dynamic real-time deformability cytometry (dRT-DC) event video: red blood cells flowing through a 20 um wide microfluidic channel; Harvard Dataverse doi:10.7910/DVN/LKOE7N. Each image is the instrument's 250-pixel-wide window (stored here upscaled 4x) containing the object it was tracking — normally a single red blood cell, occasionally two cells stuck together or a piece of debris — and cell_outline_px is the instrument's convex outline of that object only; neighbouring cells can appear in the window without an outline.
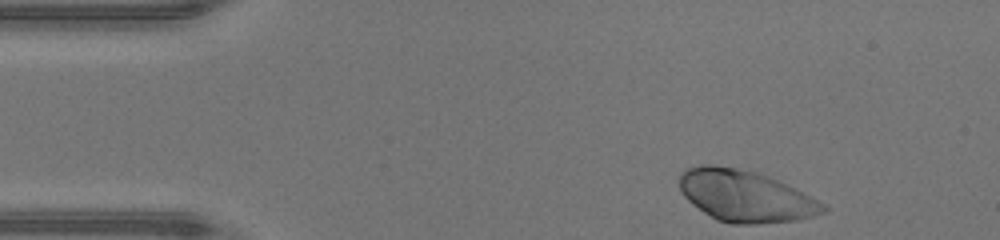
{"species": "human", "species_latin": "Homo sapiens", "temperature_condition": "warm", "stored_images_in_passage": 42, "camera_frame_rate_fps": 3000, "um_per_image_px": 0.085, "donor": {"sex": "male"}, "frame": {"image": 1, "passage_image": 1, "time_ms": 0.0, "image_size_px": [1000, 240], "cell_outline_px": [[828, 212], [796, 220], [756, 224], [732, 224], [716, 220], [692, 204], [680, 192], [680, 176], [688, 168], [700, 164], [712, 164], [736, 168], [768, 176], [796, 188], [824, 204], [828, 208]], "centroid_in_image_um": [63.36, 16.67], "position_along_channel_um": 21.6, "area_um2": 43.0}}
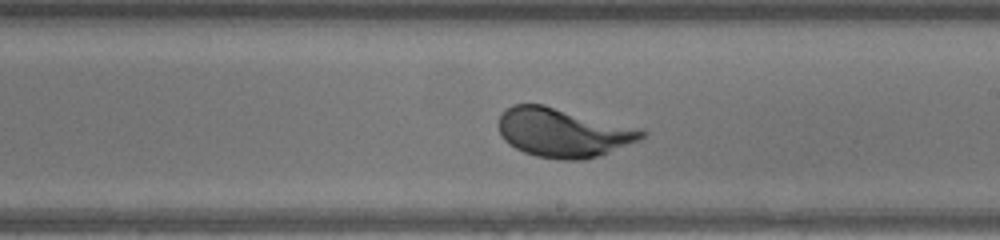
{"frame": {"image": 2, "passage_image": 22, "time_ms": 7.0, "image_size_px": [1000, 240], "cell_outline_px": [[648, 132], [640, 140], [608, 152], [584, 160], [560, 160], [536, 156], [524, 152], [508, 144], [500, 136], [500, 116], [512, 104], [544, 104], [644, 128]], "centroid_in_image_um": [47.92, 11.26], "position_along_channel_um": 241.1, "area_um2": 41.21}}
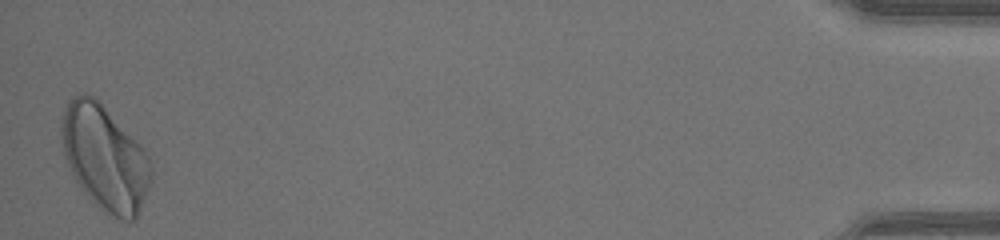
{"frame": {"image": 3, "passage_image": 42, "time_ms": 13.667, "image_size_px": [1000, 240], "cell_outline_px": [[152, 180], [140, 208], [136, 216], [132, 220], [120, 220], [100, 208], [80, 188], [72, 176], [64, 156], [60, 136], [60, 128], [64, 108], [68, 100], [72, 96], [84, 92], [88, 92], [144, 148], [152, 164]], "centroid_in_image_um": [8.88, 13.4], "position_along_channel_um": 426.3, "area_um2": 54.56}}